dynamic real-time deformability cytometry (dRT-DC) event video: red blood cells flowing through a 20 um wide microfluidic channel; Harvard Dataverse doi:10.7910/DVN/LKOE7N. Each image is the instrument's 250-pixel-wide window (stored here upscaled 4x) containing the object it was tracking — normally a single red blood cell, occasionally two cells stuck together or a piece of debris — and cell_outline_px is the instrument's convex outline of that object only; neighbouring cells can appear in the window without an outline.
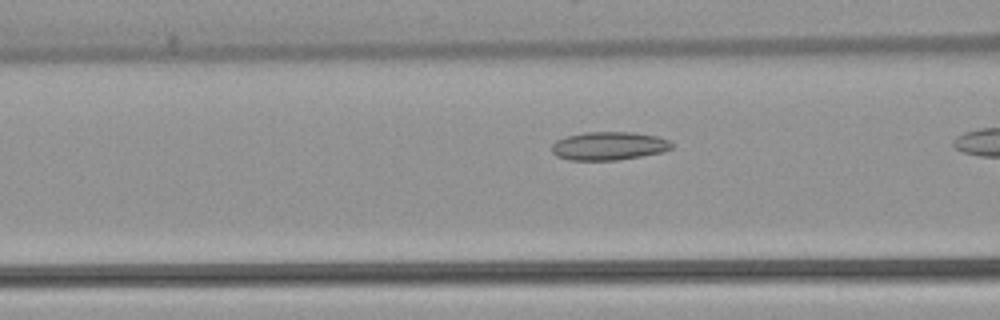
{"species": "common noctule bat (a hibernating species)", "species_latin": "Nyctalus noctula", "temperature_condition": "warm", "stored_images_in_passage": 27, "camera_frame_rate_fps": 3000, "um_per_image_px": 0.085, "animal": {"sex": "female", "body_mass_g": 22.7, "forearm_length_mm": 54.2}, "frame": {"image": 1, "passage_image": 12, "time_ms": 3.667, "image_size_px": [1000, 320], "cell_outline_px": [[672, 148], [664, 152], [616, 160], [568, 160], [556, 156], [552, 152], [552, 144], [556, 140], [568, 136], [584, 132], [632, 132], [656, 136], [668, 140], [672, 144]], "centroid_in_image_um": [51.73, 12.41], "position_along_channel_um": 114.9, "area_um2": 19.77}}